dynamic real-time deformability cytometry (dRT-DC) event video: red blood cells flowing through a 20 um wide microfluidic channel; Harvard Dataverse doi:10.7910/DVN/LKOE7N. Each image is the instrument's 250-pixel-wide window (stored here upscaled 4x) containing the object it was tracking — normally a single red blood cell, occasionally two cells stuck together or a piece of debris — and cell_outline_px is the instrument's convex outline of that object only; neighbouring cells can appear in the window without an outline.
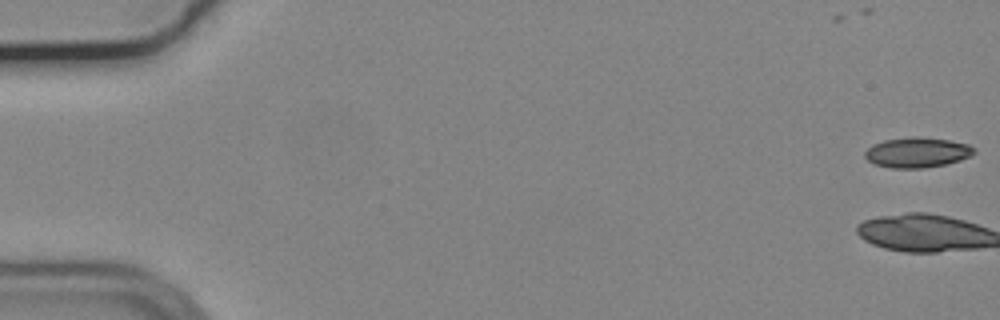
{"species": "common noctule bat (a hibernating species)", "species_latin": "Nyctalus noctula", "temperature_condition": "cold", "stored_images_in_passage": 19, "camera_frame_rate_fps": 3000, "um_per_image_px": 0.085, "animal": {"sex": "male", "body_mass_g": 19.2, "forearm_length_mm": 51.8}, "frame": {"image": 1, "passage_image": 1, "time_ms": 0.0, "image_size_px": [1000, 320], "cell_outline_px": [[976, 152], [972, 156], [960, 160], [944, 164], [924, 168], [892, 168], [876, 164], [868, 160], [864, 156], [864, 152], [872, 144], [884, 140], [916, 136], [948, 140], [968, 144], [976, 148]], "centroid_in_image_um": [77.98, 12.95], "position_along_channel_um": 7.0, "area_um2": 19.19}}